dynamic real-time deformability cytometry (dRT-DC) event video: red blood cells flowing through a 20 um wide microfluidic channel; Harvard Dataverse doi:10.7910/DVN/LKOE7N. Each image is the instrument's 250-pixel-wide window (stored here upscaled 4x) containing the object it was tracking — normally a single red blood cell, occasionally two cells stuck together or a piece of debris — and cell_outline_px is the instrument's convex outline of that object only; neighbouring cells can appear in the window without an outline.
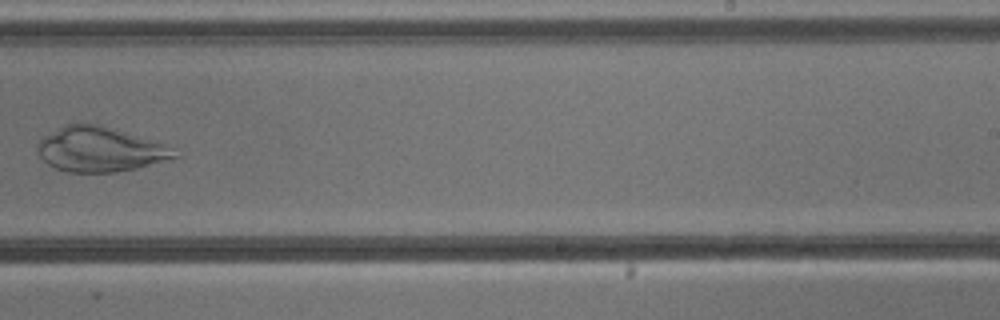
{"species": "common noctule bat (a hibernating species)", "species_latin": "Nyctalus noctula", "temperature_condition": "cold", "stored_images_in_passage": 8, "camera_frame_rate_fps": 3000, "um_per_image_px": 0.085, "animal": {"sex": "male", "body_mass_g": 13.3}, "frame": {"image": 1, "passage_image": 8, "time_ms": 8.333, "image_size_px": [1000, 320], "cell_outline_px": [[180, 156], [136, 168], [116, 172], [68, 172], [56, 168], [48, 164], [40, 156], [36, 144], [44, 136], [64, 124], [96, 124], [160, 144], [172, 148]], "centroid_in_image_um": [8.41, 12.72], "position_along_channel_um": 280.6, "area_um2": 34.68}}